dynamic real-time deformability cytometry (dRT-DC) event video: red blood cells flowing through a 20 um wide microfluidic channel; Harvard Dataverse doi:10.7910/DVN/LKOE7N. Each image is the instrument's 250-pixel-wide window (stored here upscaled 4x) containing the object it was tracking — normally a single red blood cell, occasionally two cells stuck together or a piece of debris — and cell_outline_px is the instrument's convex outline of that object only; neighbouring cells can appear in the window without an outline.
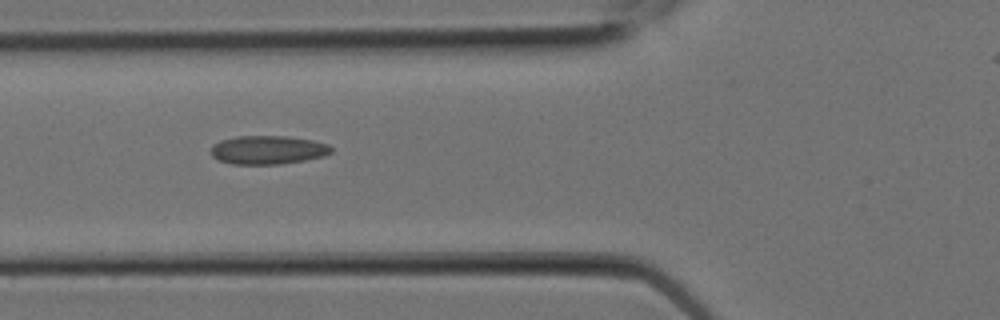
{"species": "Egyptian fruit bat (a non-hibernating species)", "species_latin": "Rousettus aegyptiacus", "temperature_condition": "room temperature", "stored_images_in_passage": 9, "camera_frame_rate_fps": 3000, "um_per_image_px": 0.085, "animal": {"sex": "female"}, "frame": {"image": 1, "passage_image": 8, "time_ms": 2.333, "image_size_px": [1000, 320], "cell_outline_px": [[332, 152], [324, 156], [304, 160], [280, 164], [232, 164], [216, 160], [208, 152], [212, 144], [220, 140], [236, 136], [284, 136], [312, 140], [328, 144], [332, 148]], "centroid_in_image_um": [22.7, 12.74], "position_along_channel_um": 103.1, "area_um2": 20.29}}
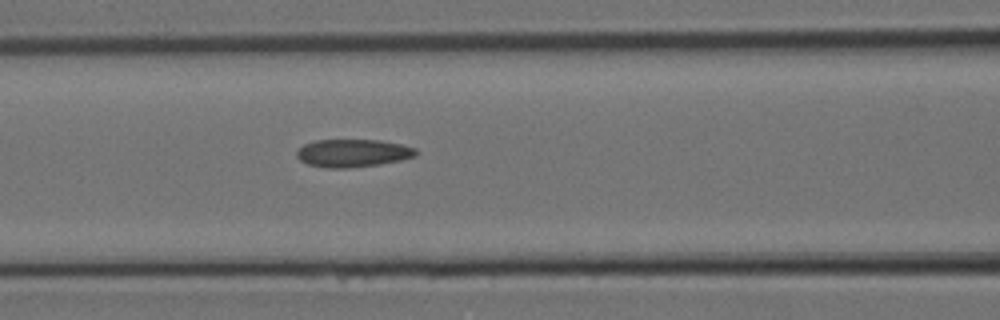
{"frame": {"image": 2, "passage_image": 9, "time_ms": 2.667, "image_size_px": [1000, 320], "cell_outline_px": [[416, 156], [400, 160], [380, 164], [348, 168], [324, 168], [308, 164], [300, 160], [296, 156], [296, 152], [304, 144], [316, 140], [380, 140], [400, 144], [416, 148]], "centroid_in_image_um": [29.97, 13.02], "position_along_channel_um": 136.6, "area_um2": 19.31}}